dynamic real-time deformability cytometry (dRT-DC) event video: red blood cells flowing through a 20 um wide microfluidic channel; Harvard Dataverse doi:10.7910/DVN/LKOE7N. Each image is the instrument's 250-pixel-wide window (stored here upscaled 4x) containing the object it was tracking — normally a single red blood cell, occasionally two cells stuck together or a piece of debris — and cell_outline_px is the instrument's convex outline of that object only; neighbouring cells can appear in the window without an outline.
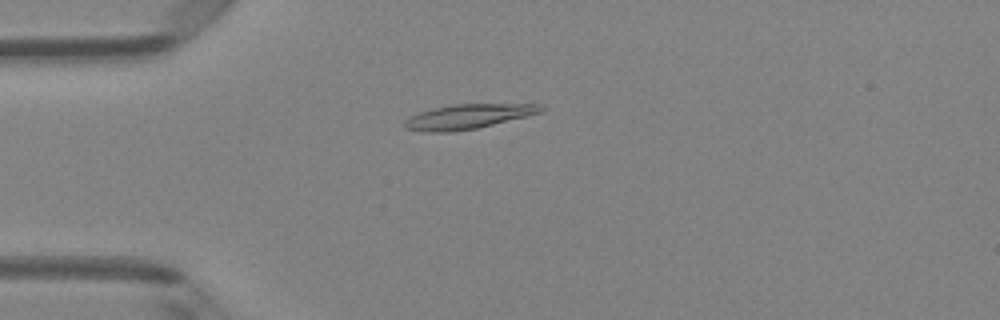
{"species": "Egyptian fruit bat (a non-hibernating species)", "species_latin": "Rousettus aegyptiacus", "temperature_condition": "room temperature", "stored_images_in_passage": 5, "camera_frame_rate_fps": 3000, "um_per_image_px": 0.085, "animal": {"sex": "female"}, "frame": {"image": 1, "passage_image": 4, "time_ms": 1.0, "image_size_px": [1000, 320], "cell_outline_px": [[544, 112], [476, 128], [452, 132], [424, 132], [404, 128], [404, 120], [420, 112], [432, 108], [452, 104], [540, 104], [544, 108]], "centroid_in_image_um": [39.78, 9.9], "position_along_channel_um": 45.2, "area_um2": 19.54}}